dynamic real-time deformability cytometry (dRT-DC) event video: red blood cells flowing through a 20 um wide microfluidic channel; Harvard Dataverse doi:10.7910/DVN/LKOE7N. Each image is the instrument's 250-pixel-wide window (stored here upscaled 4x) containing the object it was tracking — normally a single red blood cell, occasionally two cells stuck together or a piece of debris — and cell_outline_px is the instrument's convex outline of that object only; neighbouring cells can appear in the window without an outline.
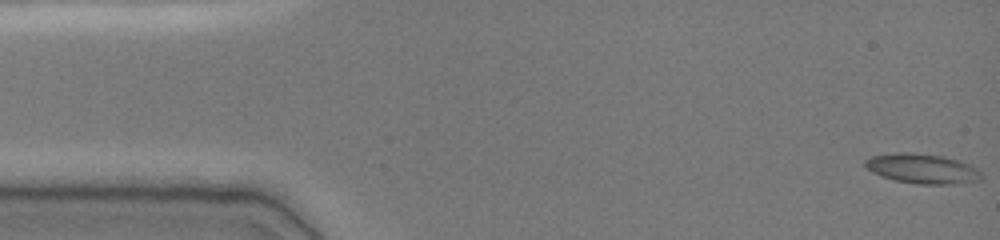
{"species": "common noctule bat (a hibernating species)", "species_latin": "Nyctalus noctula", "temperature_condition": "cold", "stored_images_in_passage": 50, "camera_frame_rate_fps": 3000, "um_per_image_px": 0.085, "animal": {"sex": "female", "body_mass_g": 19.0, "forearm_length_mm": 51.5}, "frame": {"image": 1, "passage_image": 1, "time_ms": 0.0, "image_size_px": [1000, 240], "cell_outline_px": [[980, 180], [956, 184], [916, 184], [896, 180], [872, 172], [864, 164], [864, 160], [872, 156], [900, 152], [904, 152], [944, 156], [968, 164], [976, 168], [980, 172]], "centroid_in_image_um": [78.39, 14.34], "position_along_channel_um": 6.6, "area_um2": 19.83}}
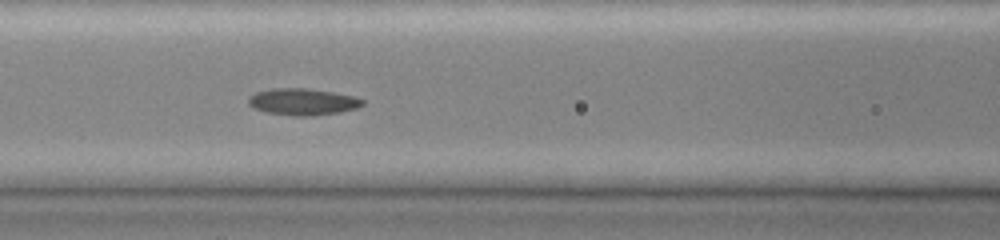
{"frame": {"image": 2, "passage_image": 21, "time_ms": 6.667, "image_size_px": [1000, 240], "cell_outline_px": [[364, 104], [356, 108], [340, 112], [308, 116], [292, 116], [268, 112], [252, 108], [248, 104], [248, 100], [256, 92], [272, 88], [308, 88], [332, 92], [352, 96], [364, 100]], "centroid_in_image_um": [25.72, 8.65], "position_along_channel_um": 140.9, "area_um2": 17.63}}
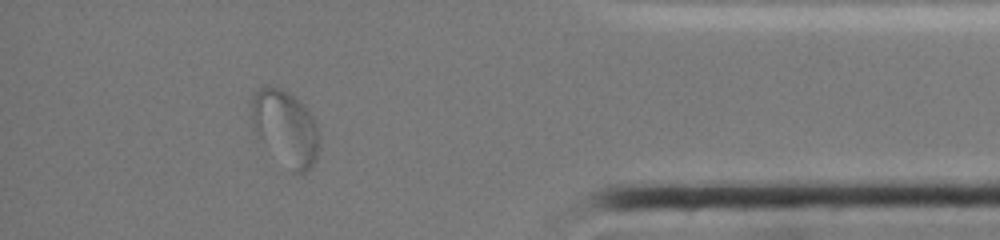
{"frame": {"image": 3, "passage_image": 44, "time_ms": 14.333, "image_size_px": [1000, 240], "cell_outline_px": [[320, 140], [316, 160], [312, 168], [304, 172], [296, 172], [256, 140], [252, 128], [248, 104], [252, 92], [264, 84], [280, 88], [288, 92], [300, 100], [308, 108], [320, 132]], "centroid_in_image_um": [24.19, 10.8], "position_along_channel_um": 411.0, "area_um2": 30.81}}